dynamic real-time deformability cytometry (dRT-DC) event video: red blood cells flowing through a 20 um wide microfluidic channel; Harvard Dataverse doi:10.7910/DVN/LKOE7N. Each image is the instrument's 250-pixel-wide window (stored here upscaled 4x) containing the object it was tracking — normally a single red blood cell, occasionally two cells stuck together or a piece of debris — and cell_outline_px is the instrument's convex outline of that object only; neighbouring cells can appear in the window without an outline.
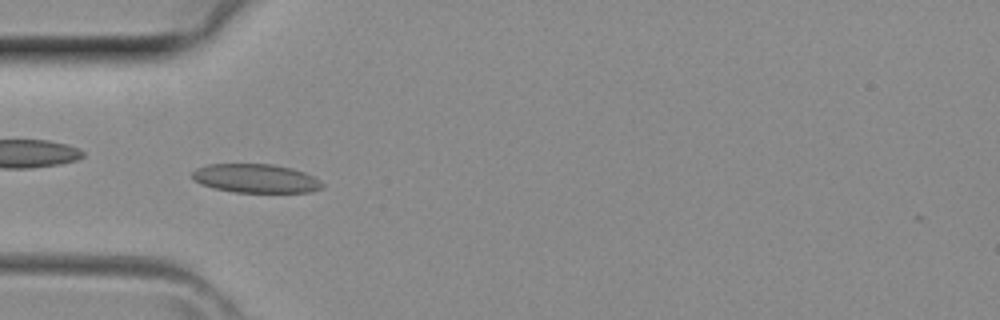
{"species": "common noctule bat (a hibernating species)", "species_latin": "Nyctalus noctula", "temperature_condition": "room temperature", "stored_images_in_passage": 5, "camera_frame_rate_fps": 3000, "um_per_image_px": 0.085, "animal": {"sex": "female", "body_mass_g": 29.2, "forearm_length_mm": 56.3}, "frame": {"image": 1, "passage_image": 4, "time_ms": 1.0, "image_size_px": [1000, 320], "cell_outline_px": [[324, 184], [320, 188], [312, 192], [236, 192], [212, 188], [200, 184], [192, 180], [192, 172], [196, 168], [208, 164], [272, 164], [292, 168], [304, 172], [320, 180]], "centroid_in_image_um": [21.7, 15.16], "position_along_channel_um": 63.3, "area_um2": 21.91}}
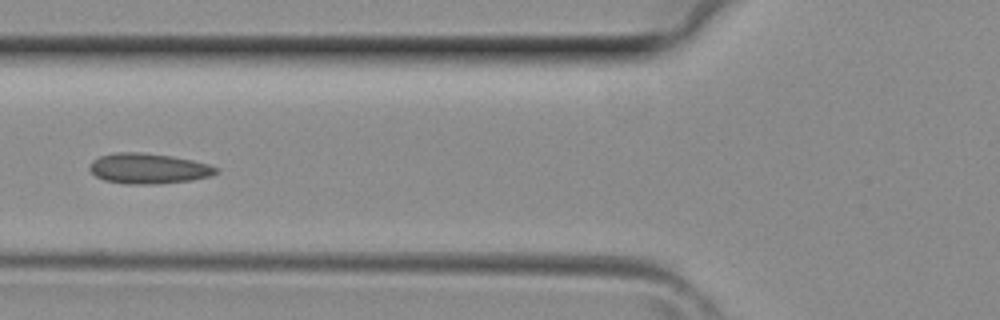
{"frame": {"image": 2, "passage_image": 5, "time_ms": 1.333, "image_size_px": [1000, 320], "cell_outline_px": [[220, 172], [208, 176], [192, 180], [152, 184], [124, 184], [104, 180], [96, 176], [88, 168], [88, 164], [92, 160], [100, 156], [116, 152], [140, 152], [172, 156], [192, 160], [208, 164], [220, 168]], "centroid_in_image_um": [12.6, 14.32], "position_along_channel_um": 113.2, "area_um2": 22.48}}